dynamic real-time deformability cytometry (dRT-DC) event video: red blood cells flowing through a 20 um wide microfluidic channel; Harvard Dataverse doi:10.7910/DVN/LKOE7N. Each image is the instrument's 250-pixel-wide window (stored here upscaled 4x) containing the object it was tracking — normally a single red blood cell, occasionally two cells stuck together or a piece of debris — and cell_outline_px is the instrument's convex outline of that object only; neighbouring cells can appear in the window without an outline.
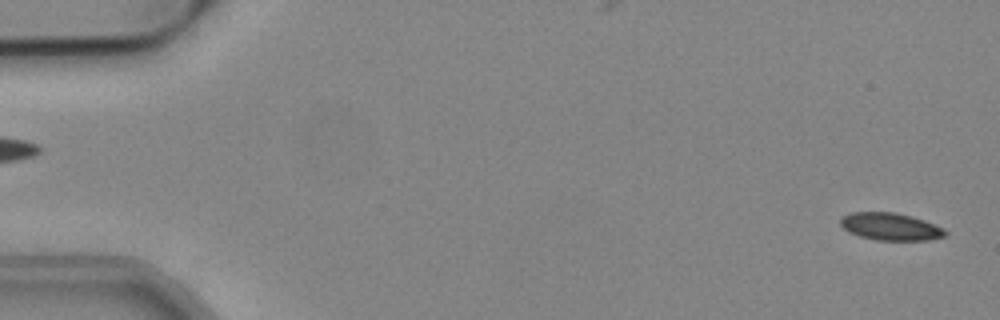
{"species": "common noctule bat (a hibernating species)", "species_latin": "Nyctalus noctula", "temperature_condition": "cold", "stored_images_in_passage": 54, "camera_frame_rate_fps": 3000, "um_per_image_px": 0.085, "animal": {"sex": "male", "body_mass_g": 19.2, "forearm_length_mm": 51.8}, "frame": {"image": 1, "passage_image": 2, "time_ms": 0.333, "image_size_px": [1000, 320], "cell_outline_px": [[948, 232], [944, 236], [928, 240], [876, 240], [860, 236], [848, 232], [840, 224], [840, 220], [844, 216], [852, 212], [892, 212], [912, 216], [924, 220], [944, 228]], "centroid_in_image_um": [75.7, 19.26], "position_along_channel_um": 9.3, "area_um2": 16.65}}
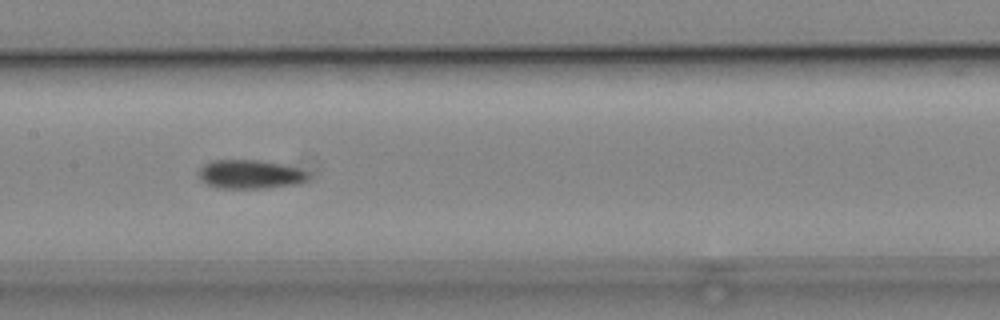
{"frame": {"image": 2, "passage_image": 27, "time_ms": 8.667, "image_size_px": [1000, 320], "cell_outline_px": [[308, 176], [304, 180], [296, 184], [264, 188], [220, 188], [208, 184], [200, 180], [196, 172], [204, 164], [212, 160], [256, 160], [280, 164], [296, 168], [308, 172]], "centroid_in_image_um": [21.18, 14.81], "position_along_channel_um": 186.2, "area_um2": 18.21}}
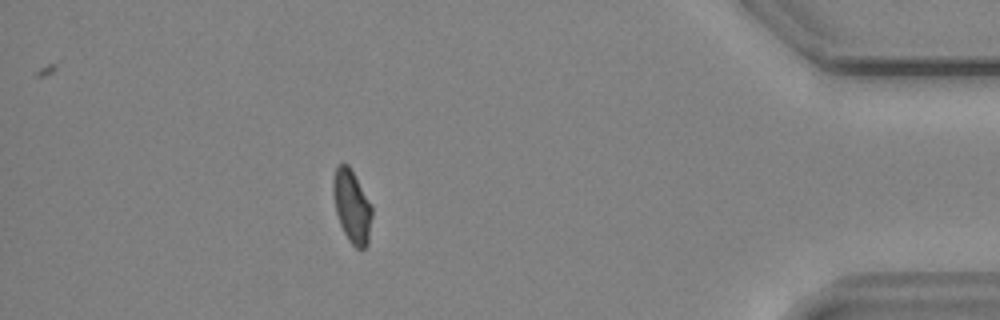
{"frame": {"image": 3, "passage_image": 48, "time_ms": 15.667, "image_size_px": [1000, 320], "cell_outline_px": [[372, 216], [368, 244], [364, 248], [356, 248], [348, 240], [340, 224], [336, 212], [332, 184], [332, 180], [336, 168], [344, 160], [348, 164], [372, 204]], "centroid_in_image_um": [29.92, 17.52], "position_along_channel_um": 405.3, "area_um2": 16.53}, "authors_computed_cell_mechanics": {"area_um2": 17.4556, "velocity_mm_per_s": 3.8201, "shape_relaxation_time_tau1_ms": 6.9324, "shape_relaxation_time_tau2_ms": 3.5682, "deformation_change_tau1": 0.1112, "deformation_change_tau2": 0.0846}}